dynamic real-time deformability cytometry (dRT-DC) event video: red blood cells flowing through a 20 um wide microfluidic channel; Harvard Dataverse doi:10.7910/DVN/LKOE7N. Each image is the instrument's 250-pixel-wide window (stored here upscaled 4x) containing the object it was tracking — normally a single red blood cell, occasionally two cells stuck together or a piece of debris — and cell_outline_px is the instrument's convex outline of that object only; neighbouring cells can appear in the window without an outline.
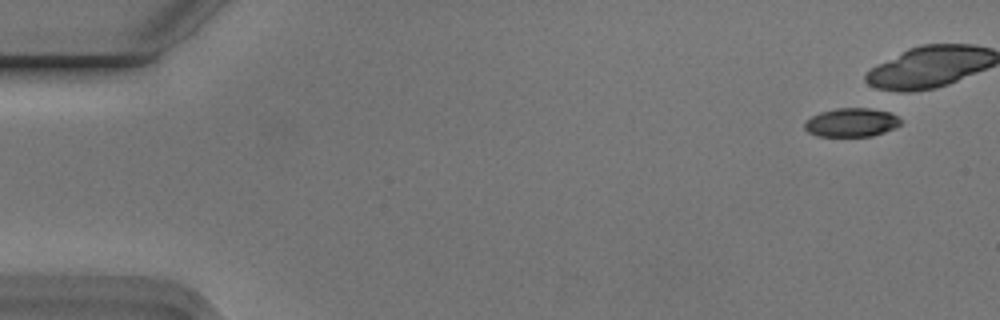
{"species": "Egyptian fruit bat (a non-hibernating species)", "species_latin": "Rousettus aegyptiacus", "temperature_condition": "cold", "stored_images_in_passage": 4, "camera_frame_rate_fps": 3000, "um_per_image_px": 0.085, "animal": {"sex": "male"}, "frame": {"image": 1, "passage_image": 1, "time_ms": 0.0, "image_size_px": [1000, 320], "cell_outline_px": [[900, 124], [884, 132], [872, 136], [816, 136], [808, 132], [804, 128], [804, 120], [820, 112], [836, 108], [868, 108], [888, 112], [896, 116], [900, 120]], "centroid_in_image_um": [72.3, 10.41], "position_along_channel_um": 12.7, "area_um2": 15.95}}